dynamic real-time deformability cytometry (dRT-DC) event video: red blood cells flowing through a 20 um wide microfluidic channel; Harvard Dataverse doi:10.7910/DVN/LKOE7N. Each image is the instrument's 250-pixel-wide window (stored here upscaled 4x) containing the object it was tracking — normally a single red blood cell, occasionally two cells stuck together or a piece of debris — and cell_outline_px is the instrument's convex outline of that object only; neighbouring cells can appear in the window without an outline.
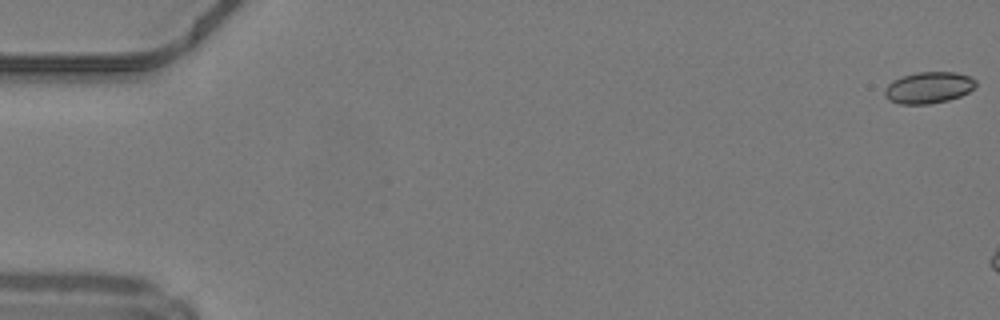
{"species": "common noctule bat (a hibernating species)", "species_latin": "Nyctalus noctula", "temperature_condition": "warm", "stored_images_in_passage": 6, "camera_frame_rate_fps": 3000, "um_per_image_px": 0.085, "animal": {"sex": "male", "body_mass_g": 19.2, "forearm_length_mm": 51.8}, "frame": {"image": 1, "passage_image": 1, "time_ms": 0.0, "image_size_px": [1000, 320], "cell_outline_px": [[976, 88], [960, 96], [948, 100], [928, 104], [900, 104], [888, 100], [884, 96], [884, 88], [892, 80], [916, 72], [956, 72], [972, 76], [976, 80]], "centroid_in_image_um": [78.94, 7.44], "position_along_channel_um": 6.1, "area_um2": 16.94}}